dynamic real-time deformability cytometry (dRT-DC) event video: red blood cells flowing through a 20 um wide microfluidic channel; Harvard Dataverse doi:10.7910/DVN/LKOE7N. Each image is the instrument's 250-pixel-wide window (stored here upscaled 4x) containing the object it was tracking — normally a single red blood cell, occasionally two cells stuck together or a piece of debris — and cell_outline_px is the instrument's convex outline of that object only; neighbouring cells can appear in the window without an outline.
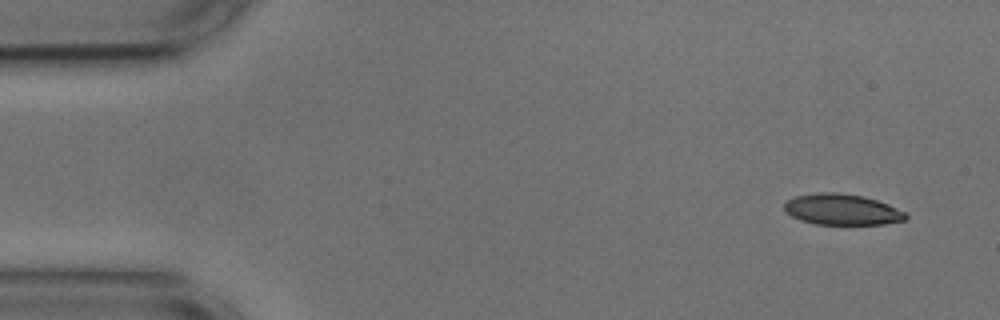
{"species": "common noctule bat (a hibernating species)", "species_latin": "Nyctalus noctula", "temperature_condition": "cold", "stored_images_in_passage": 51, "camera_frame_rate_fps": 3000, "um_per_image_px": 0.085, "animal": {"sex": "male", "body_mass_g": 17.9, "forearm_length_mm": 54.2}, "frame": {"image": 1, "passage_image": 1, "time_ms": 0.0, "image_size_px": [1000, 320], "cell_outline_px": [[908, 216], [904, 220], [884, 224], [816, 224], [800, 220], [784, 212], [784, 204], [788, 200], [796, 196], [820, 192], [836, 192], [864, 196], [888, 204], [904, 212]], "centroid_in_image_um": [71.54, 17.8], "position_along_channel_um": 13.5, "area_um2": 21.79}}
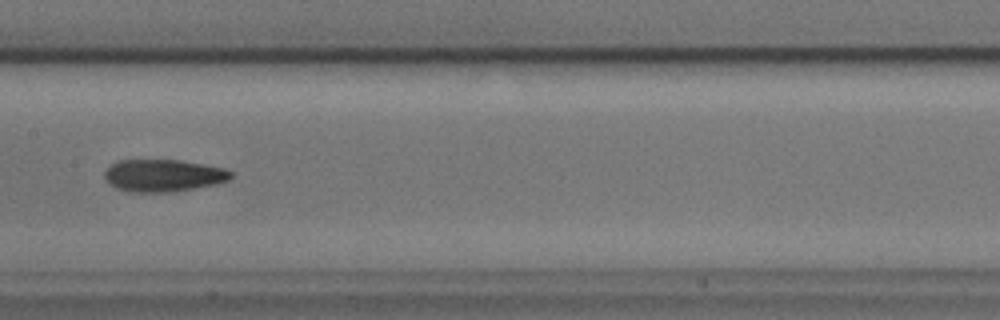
{"frame": {"image": 2, "passage_image": 24, "time_ms": 7.667, "image_size_px": [1000, 320], "cell_outline_px": [[232, 176], [228, 180], [212, 184], [192, 188], [168, 192], [128, 192], [116, 188], [104, 180], [104, 172], [116, 160], [180, 160], [224, 168], [232, 172]], "centroid_in_image_um": [13.82, 14.91], "position_along_channel_um": 193.6, "area_um2": 23.58}}
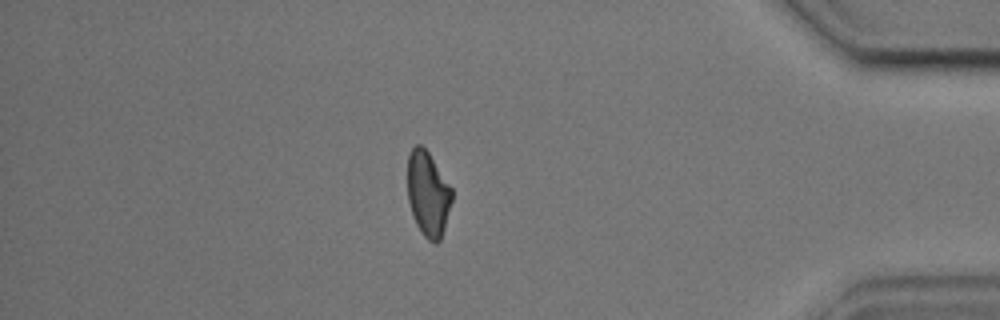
{"frame": {"image": 3, "passage_image": 44, "time_ms": 14.333, "image_size_px": [1000, 320], "cell_outline_px": [[452, 200], [444, 228], [440, 240], [436, 244], [428, 240], [420, 232], [412, 216], [408, 200], [408, 156], [412, 148], [416, 144], [420, 144], [428, 152], [452, 188]], "centroid_in_image_um": [36.37, 16.5], "position_along_channel_um": 398.8, "area_um2": 21.91}, "authors_computed_cell_mechanics": {"area_um2": 22.9466, "velocity_mm_per_s": 3.6608, "shape_relaxation_time_tau1_ms": 10.8578, "shape_relaxation_time_tau2_ms": 4.7583, "deformation_change_tau1": 0.2173, "deformation_change_tau2": 0.1207}}